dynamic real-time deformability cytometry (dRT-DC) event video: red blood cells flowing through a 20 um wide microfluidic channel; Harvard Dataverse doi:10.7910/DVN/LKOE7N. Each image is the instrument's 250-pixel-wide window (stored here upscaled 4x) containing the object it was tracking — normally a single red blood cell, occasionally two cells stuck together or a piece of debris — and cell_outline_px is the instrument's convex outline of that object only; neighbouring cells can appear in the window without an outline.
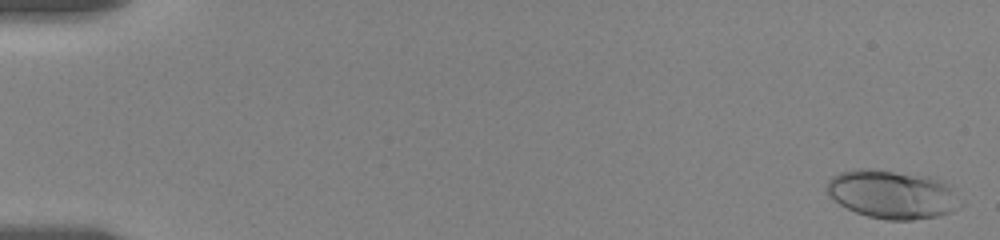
{"species": "human", "species_latin": "Homo sapiens", "temperature_condition": "room temperature", "stored_images_in_passage": 17, "camera_frame_rate_fps": 3000, "um_per_image_px": 0.085, "donor": {"sex": "female"}, "frame": {"image": 1, "passage_image": 1, "time_ms": 0.0, "image_size_px": [1000, 240], "cell_outline_px": [[964, 204], [960, 208], [952, 212], [940, 216], [912, 220], [888, 220], [868, 216], [856, 212], [840, 204], [828, 196], [824, 192], [824, 188], [828, 180], [832, 176], [840, 172], [856, 168], [876, 168], [932, 176], [952, 184]], "centroid_in_image_um": [75.9, 16.5], "position_along_channel_um": 9.1, "area_um2": 39.07}}